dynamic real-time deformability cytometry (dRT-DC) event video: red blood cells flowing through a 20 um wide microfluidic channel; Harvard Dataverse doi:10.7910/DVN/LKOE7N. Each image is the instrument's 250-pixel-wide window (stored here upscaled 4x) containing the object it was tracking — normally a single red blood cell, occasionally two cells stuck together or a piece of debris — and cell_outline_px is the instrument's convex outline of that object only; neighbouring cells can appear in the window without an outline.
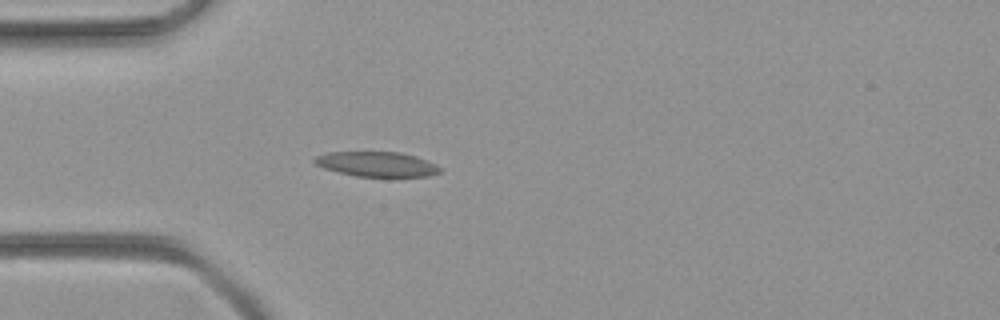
{"species": "common noctule bat (a hibernating species)", "species_latin": "Nyctalus noctula", "temperature_condition": "room temperature", "stored_images_in_passage": 37, "camera_frame_rate_fps": 3000, "um_per_image_px": 0.085, "animal": {"sex": "female", "body_mass_g": 21.9}, "frame": {"image": 1, "passage_image": 1, "time_ms": 0.0, "image_size_px": [1000, 320], "cell_outline_px": [[440, 172], [428, 176], [356, 176], [324, 168], [316, 164], [312, 160], [316, 156], [328, 152], [400, 152], [416, 156], [436, 164], [440, 168]], "centroid_in_image_um": [32.02, 13.94], "position_along_channel_um": 53.0, "area_um2": 17.98}}
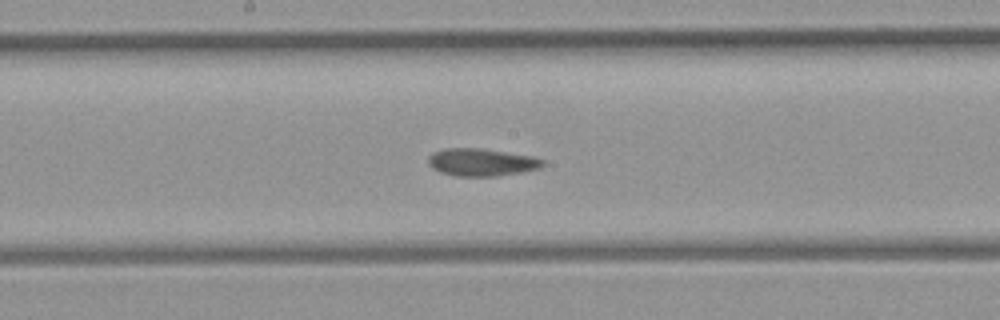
{"frame": {"image": 2, "passage_image": 13, "time_ms": 4.0, "image_size_px": [1000, 320], "cell_outline_px": [[544, 164], [540, 168], [500, 176], [456, 176], [440, 172], [432, 168], [428, 164], [428, 156], [432, 152], [444, 148], [484, 148], [532, 156], [544, 160]], "centroid_in_image_um": [40.9, 13.78], "position_along_channel_um": 207.3, "area_um2": 18.55}}
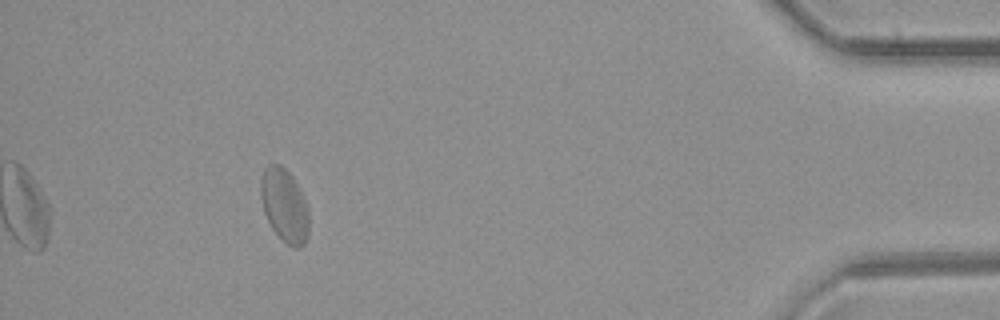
{"frame": {"image": 3, "passage_image": 33, "time_ms": 10.667, "image_size_px": [1000, 320], "cell_outline_px": [[308, 236], [304, 244], [300, 248], [292, 248], [280, 240], [272, 228], [264, 212], [260, 196], [260, 180], [264, 168], [268, 164], [280, 164], [288, 172], [296, 184], [308, 208]], "centroid_in_image_um": [24.15, 17.5], "position_along_channel_um": 411.0, "area_um2": 20.63}}